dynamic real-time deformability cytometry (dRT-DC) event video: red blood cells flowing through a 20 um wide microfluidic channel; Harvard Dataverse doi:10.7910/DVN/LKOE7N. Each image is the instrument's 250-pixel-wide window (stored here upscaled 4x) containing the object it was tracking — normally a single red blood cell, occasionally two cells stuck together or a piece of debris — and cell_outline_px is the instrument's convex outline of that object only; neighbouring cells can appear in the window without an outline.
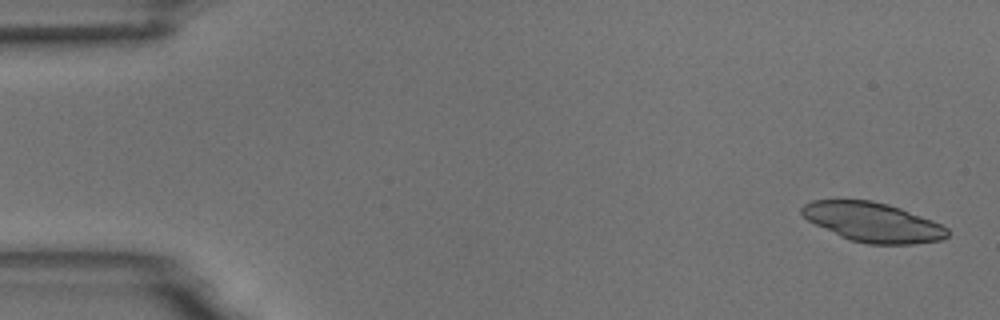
{"species": "common noctule bat (a hibernating species)", "species_latin": "Nyctalus noctula", "temperature_condition": "room temperature", "stored_images_in_passage": 6, "camera_frame_rate_fps": 3000, "um_per_image_px": 0.085, "animal": {"sex": "male", "body_mass_g": 18.8}, "frame": {"image": 1, "passage_image": 1, "time_ms": 0.0, "image_size_px": [1000, 320], "cell_outline_px": [[948, 236], [940, 240], [912, 244], [868, 244], [848, 240], [808, 220], [800, 212], [800, 208], [804, 204], [812, 200], [872, 200], [888, 204], [900, 208], [932, 220], [948, 228]], "centroid_in_image_um": [74.18, 18.88], "position_along_channel_um": 10.8, "area_um2": 33.29}}